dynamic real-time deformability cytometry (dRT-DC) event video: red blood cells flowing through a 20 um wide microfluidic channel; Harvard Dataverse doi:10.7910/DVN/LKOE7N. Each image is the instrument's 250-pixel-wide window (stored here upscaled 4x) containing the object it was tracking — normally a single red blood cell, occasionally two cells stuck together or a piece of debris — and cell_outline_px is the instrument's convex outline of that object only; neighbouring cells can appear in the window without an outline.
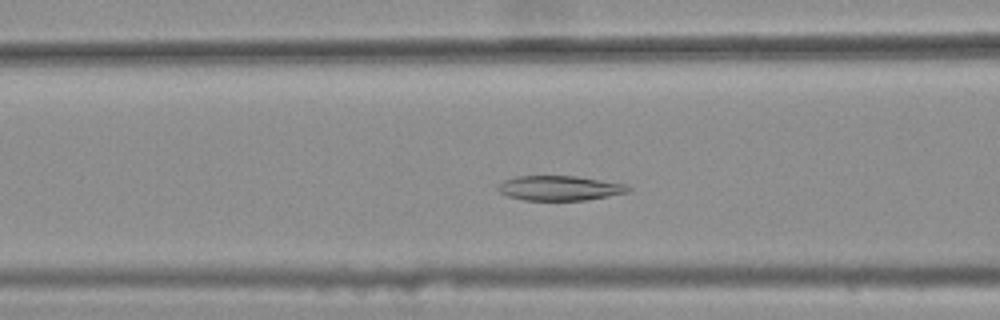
{"species": "common noctule bat (a hibernating species)", "species_latin": "Nyctalus noctula", "temperature_condition": "warm", "stored_images_in_passage": 38, "camera_frame_rate_fps": 3000, "um_per_image_px": 0.085, "animal": {"sex": "female", "body_mass_g": 25.1}, "frame": {"image": 1, "passage_image": 14, "time_ms": 4.333, "image_size_px": [1000, 320], "cell_outline_px": [[632, 192], [584, 200], [524, 200], [508, 196], [500, 192], [496, 188], [504, 180], [516, 176], [576, 176], [628, 184], [632, 188]], "centroid_in_image_um": [47.63, 15.98], "position_along_channel_um": 119.0, "area_um2": 18.9}}
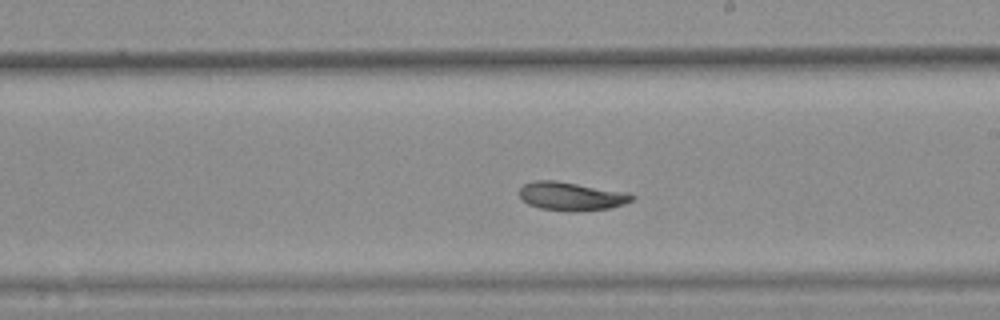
{"frame": {"image": 2, "passage_image": 24, "time_ms": 7.667, "image_size_px": [1000, 320], "cell_outline_px": [[636, 196], [632, 200], [624, 204], [612, 208], [576, 212], [568, 212], [540, 208], [528, 204], [520, 200], [516, 192], [524, 184], [532, 180], [556, 180], [628, 192]], "centroid_in_image_um": [48.52, 16.68], "position_along_channel_um": 240.5, "area_um2": 19.25}}
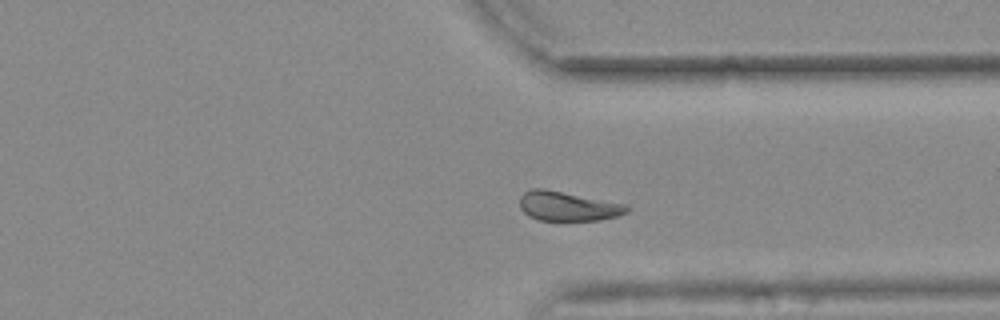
{"frame": {"image": 3, "passage_image": 34, "time_ms": 11.0, "image_size_px": [1000, 320], "cell_outline_px": [[628, 212], [616, 216], [600, 220], [540, 220], [528, 216], [520, 208], [520, 196], [524, 192], [532, 188], [544, 188], [624, 204], [628, 208]], "centroid_in_image_um": [48.21, 17.52], "position_along_channel_um": 363.2, "area_um2": 18.15}}